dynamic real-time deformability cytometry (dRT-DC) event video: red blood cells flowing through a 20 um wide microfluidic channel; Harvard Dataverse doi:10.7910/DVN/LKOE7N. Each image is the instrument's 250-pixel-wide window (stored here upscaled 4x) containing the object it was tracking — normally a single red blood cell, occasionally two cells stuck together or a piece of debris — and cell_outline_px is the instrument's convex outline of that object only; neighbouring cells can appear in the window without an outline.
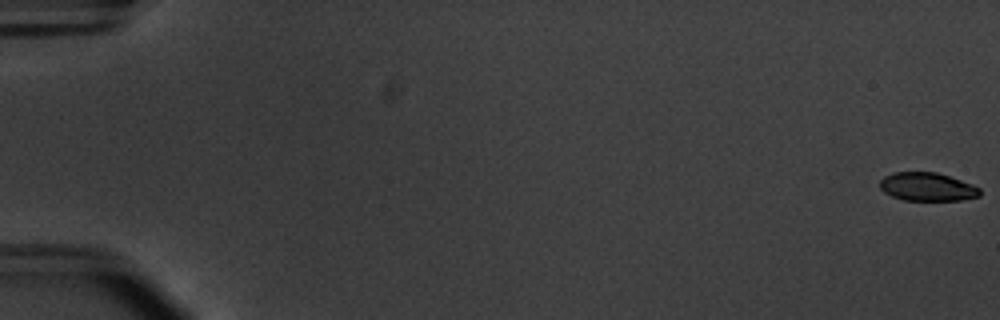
{"species": "common noctule bat (a hibernating species)", "species_latin": "Nyctalus noctula", "temperature_condition": "warm", "stored_images_in_passage": 57, "segment_of_instrument_passage": [1, 2], "camera_frame_rate_fps": 3000, "um_per_image_px": 0.085, "animal": {"sex": "male", "body_mass_g": 20.1, "forearm_length_mm": 53.5}, "frame": {"image": 1, "passage_image": 1, "time_ms": 0.0, "image_size_px": [1000, 320], "cell_outline_px": [[980, 196], [960, 200], [904, 200], [892, 196], [884, 192], [880, 188], [880, 180], [884, 176], [892, 172], [936, 172], [972, 184], [980, 188]], "centroid_in_image_um": [78.8, 15.87], "position_along_channel_um": 6.2, "area_um2": 16.47}}
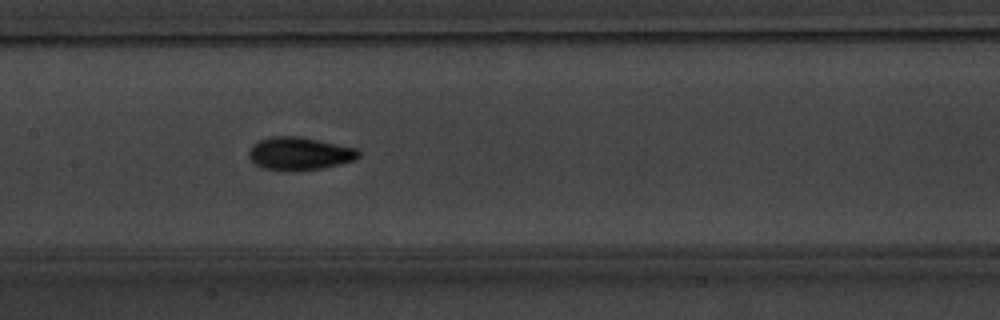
{"frame": {"image": 2, "passage_image": 29, "time_ms": 9.333, "image_size_px": [1000, 320], "cell_outline_px": [[360, 156], [356, 160], [340, 164], [320, 168], [292, 172], [284, 172], [260, 168], [248, 156], [248, 152], [252, 144], [260, 140], [272, 136], [300, 136], [356, 148], [360, 152]], "centroid_in_image_um": [25.43, 13.07], "position_along_channel_um": 182.0, "area_um2": 21.39}}
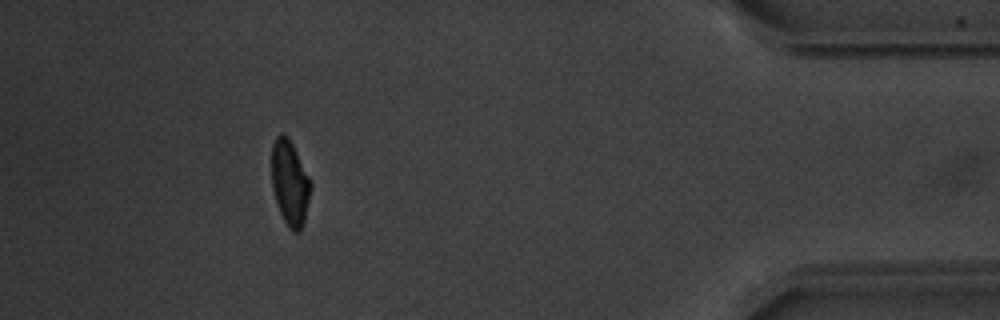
{"frame": {"image": 3, "passage_image": 51, "time_ms": 16.667, "image_size_px": [1000, 320], "cell_outline_px": [[312, 184], [304, 220], [300, 232], [292, 232], [288, 228], [280, 212], [272, 188], [272, 144], [276, 136], [280, 132], [284, 132], [288, 136]], "centroid_in_image_um": [24.62, 15.53], "position_along_channel_um": 410.6, "area_um2": 19.19}}